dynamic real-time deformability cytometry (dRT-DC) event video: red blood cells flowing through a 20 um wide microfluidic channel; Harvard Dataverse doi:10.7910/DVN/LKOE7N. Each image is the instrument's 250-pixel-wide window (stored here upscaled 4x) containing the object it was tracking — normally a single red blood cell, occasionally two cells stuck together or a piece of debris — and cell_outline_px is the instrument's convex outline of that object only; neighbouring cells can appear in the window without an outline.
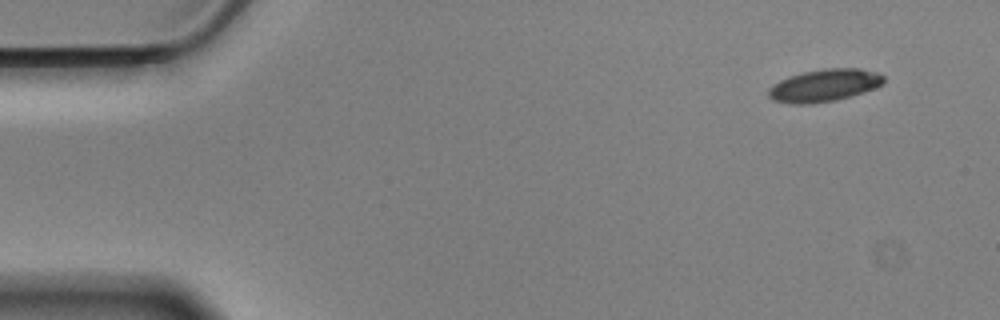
{"species": "Egyptian fruit bat (a non-hibernating species)", "species_latin": "Rousettus aegyptiacus", "temperature_condition": "cold", "stored_images_in_passage": 8, "camera_frame_rate_fps": 3000, "um_per_image_px": 0.085, "animal": {"sex": "male"}, "frame": {"image": 1, "passage_image": 1, "time_ms": 0.0, "image_size_px": [1000, 320], "cell_outline_px": [[884, 84], [876, 88], [836, 100], [812, 104], [792, 104], [772, 100], [768, 96], [768, 88], [772, 84], [788, 76], [804, 72], [824, 68], [860, 68], [876, 72], [884, 76]], "centroid_in_image_um": [70.05, 7.26], "position_along_channel_um": 14.9, "area_um2": 21.96}}